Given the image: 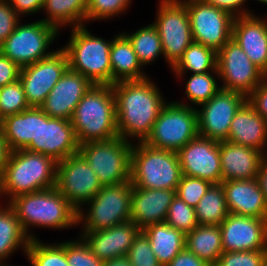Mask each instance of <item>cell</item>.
Segmentation results:
<instances>
[{
    "label": "cell",
    "instance_id": "cell-1",
    "mask_svg": "<svg viewBox=\"0 0 267 266\" xmlns=\"http://www.w3.org/2000/svg\"><path fill=\"white\" fill-rule=\"evenodd\" d=\"M157 87L149 77L112 84L119 137L130 142L134 138L144 142L151 134L154 122L166 103Z\"/></svg>",
    "mask_w": 267,
    "mask_h": 266
},
{
    "label": "cell",
    "instance_id": "cell-2",
    "mask_svg": "<svg viewBox=\"0 0 267 266\" xmlns=\"http://www.w3.org/2000/svg\"><path fill=\"white\" fill-rule=\"evenodd\" d=\"M8 204L14 209L22 230L30 240L39 238L29 231L30 226L70 229L78 225V211L55 187L19 195Z\"/></svg>",
    "mask_w": 267,
    "mask_h": 266
},
{
    "label": "cell",
    "instance_id": "cell-3",
    "mask_svg": "<svg viewBox=\"0 0 267 266\" xmlns=\"http://www.w3.org/2000/svg\"><path fill=\"white\" fill-rule=\"evenodd\" d=\"M57 161L41 153L25 149L11 151L2 178L0 196L13 198L51 189L56 184Z\"/></svg>",
    "mask_w": 267,
    "mask_h": 266
},
{
    "label": "cell",
    "instance_id": "cell-4",
    "mask_svg": "<svg viewBox=\"0 0 267 266\" xmlns=\"http://www.w3.org/2000/svg\"><path fill=\"white\" fill-rule=\"evenodd\" d=\"M71 123L79 145L118 137L112 85H92L77 104Z\"/></svg>",
    "mask_w": 267,
    "mask_h": 266
},
{
    "label": "cell",
    "instance_id": "cell-5",
    "mask_svg": "<svg viewBox=\"0 0 267 266\" xmlns=\"http://www.w3.org/2000/svg\"><path fill=\"white\" fill-rule=\"evenodd\" d=\"M71 29L69 42L61 47L66 52L69 69L82 74L93 85H112V40L92 35L86 25Z\"/></svg>",
    "mask_w": 267,
    "mask_h": 266
},
{
    "label": "cell",
    "instance_id": "cell-6",
    "mask_svg": "<svg viewBox=\"0 0 267 266\" xmlns=\"http://www.w3.org/2000/svg\"><path fill=\"white\" fill-rule=\"evenodd\" d=\"M182 177L178 154L155 149L144 142L133 144L131 185L145 189L176 190Z\"/></svg>",
    "mask_w": 267,
    "mask_h": 266
},
{
    "label": "cell",
    "instance_id": "cell-7",
    "mask_svg": "<svg viewBox=\"0 0 267 266\" xmlns=\"http://www.w3.org/2000/svg\"><path fill=\"white\" fill-rule=\"evenodd\" d=\"M182 101L166 102L144 141L155 149L178 152L198 134L197 110Z\"/></svg>",
    "mask_w": 267,
    "mask_h": 266
},
{
    "label": "cell",
    "instance_id": "cell-8",
    "mask_svg": "<svg viewBox=\"0 0 267 266\" xmlns=\"http://www.w3.org/2000/svg\"><path fill=\"white\" fill-rule=\"evenodd\" d=\"M132 185L126 181L105 185L77 214V223H83V232L107 229L130 220ZM84 210V211H83Z\"/></svg>",
    "mask_w": 267,
    "mask_h": 266
},
{
    "label": "cell",
    "instance_id": "cell-9",
    "mask_svg": "<svg viewBox=\"0 0 267 266\" xmlns=\"http://www.w3.org/2000/svg\"><path fill=\"white\" fill-rule=\"evenodd\" d=\"M133 143L122 137L105 141L86 142L79 153L97 175L102 186L130 181Z\"/></svg>",
    "mask_w": 267,
    "mask_h": 266
},
{
    "label": "cell",
    "instance_id": "cell-10",
    "mask_svg": "<svg viewBox=\"0 0 267 266\" xmlns=\"http://www.w3.org/2000/svg\"><path fill=\"white\" fill-rule=\"evenodd\" d=\"M58 34L55 27L41 19L27 24L20 20L12 34L0 45V52L22 68L51 55L54 51L49 52L48 48Z\"/></svg>",
    "mask_w": 267,
    "mask_h": 266
},
{
    "label": "cell",
    "instance_id": "cell-11",
    "mask_svg": "<svg viewBox=\"0 0 267 266\" xmlns=\"http://www.w3.org/2000/svg\"><path fill=\"white\" fill-rule=\"evenodd\" d=\"M156 26L165 61L172 68L194 41L185 4L181 0H161L157 8Z\"/></svg>",
    "mask_w": 267,
    "mask_h": 266
},
{
    "label": "cell",
    "instance_id": "cell-12",
    "mask_svg": "<svg viewBox=\"0 0 267 266\" xmlns=\"http://www.w3.org/2000/svg\"><path fill=\"white\" fill-rule=\"evenodd\" d=\"M187 9L193 40L218 52L231 38L235 17L203 0H181Z\"/></svg>",
    "mask_w": 267,
    "mask_h": 266
},
{
    "label": "cell",
    "instance_id": "cell-13",
    "mask_svg": "<svg viewBox=\"0 0 267 266\" xmlns=\"http://www.w3.org/2000/svg\"><path fill=\"white\" fill-rule=\"evenodd\" d=\"M217 71L223 90L238 91L247 97L266 77L232 39L217 52Z\"/></svg>",
    "mask_w": 267,
    "mask_h": 266
},
{
    "label": "cell",
    "instance_id": "cell-14",
    "mask_svg": "<svg viewBox=\"0 0 267 266\" xmlns=\"http://www.w3.org/2000/svg\"><path fill=\"white\" fill-rule=\"evenodd\" d=\"M102 187L97 175L79 152L58 161L55 188L77 211Z\"/></svg>",
    "mask_w": 267,
    "mask_h": 266
},
{
    "label": "cell",
    "instance_id": "cell-15",
    "mask_svg": "<svg viewBox=\"0 0 267 266\" xmlns=\"http://www.w3.org/2000/svg\"><path fill=\"white\" fill-rule=\"evenodd\" d=\"M247 96L238 91L221 89L207 102L197 108L198 134L216 141H227L229 129L239 108Z\"/></svg>",
    "mask_w": 267,
    "mask_h": 266
},
{
    "label": "cell",
    "instance_id": "cell-16",
    "mask_svg": "<svg viewBox=\"0 0 267 266\" xmlns=\"http://www.w3.org/2000/svg\"><path fill=\"white\" fill-rule=\"evenodd\" d=\"M68 68V58L62 48L36 63L22 67L19 80L29 106L40 107Z\"/></svg>",
    "mask_w": 267,
    "mask_h": 266
},
{
    "label": "cell",
    "instance_id": "cell-17",
    "mask_svg": "<svg viewBox=\"0 0 267 266\" xmlns=\"http://www.w3.org/2000/svg\"><path fill=\"white\" fill-rule=\"evenodd\" d=\"M79 147L71 120L49 117L39 107L38 144H29L25 150L47 155L58 162L78 153Z\"/></svg>",
    "mask_w": 267,
    "mask_h": 266
},
{
    "label": "cell",
    "instance_id": "cell-18",
    "mask_svg": "<svg viewBox=\"0 0 267 266\" xmlns=\"http://www.w3.org/2000/svg\"><path fill=\"white\" fill-rule=\"evenodd\" d=\"M177 154L182 175L198 177L211 184L222 182L219 141L198 135Z\"/></svg>",
    "mask_w": 267,
    "mask_h": 266
},
{
    "label": "cell",
    "instance_id": "cell-19",
    "mask_svg": "<svg viewBox=\"0 0 267 266\" xmlns=\"http://www.w3.org/2000/svg\"><path fill=\"white\" fill-rule=\"evenodd\" d=\"M219 227L224 251L267 249V219L229 214Z\"/></svg>",
    "mask_w": 267,
    "mask_h": 266
},
{
    "label": "cell",
    "instance_id": "cell-20",
    "mask_svg": "<svg viewBox=\"0 0 267 266\" xmlns=\"http://www.w3.org/2000/svg\"><path fill=\"white\" fill-rule=\"evenodd\" d=\"M92 85L85 76L68 68L40 108L49 117L71 120L77 104Z\"/></svg>",
    "mask_w": 267,
    "mask_h": 266
},
{
    "label": "cell",
    "instance_id": "cell-21",
    "mask_svg": "<svg viewBox=\"0 0 267 266\" xmlns=\"http://www.w3.org/2000/svg\"><path fill=\"white\" fill-rule=\"evenodd\" d=\"M140 231L129 220L107 229L81 232L79 236L89 245L98 259L105 261L127 256L134 238Z\"/></svg>",
    "mask_w": 267,
    "mask_h": 266
},
{
    "label": "cell",
    "instance_id": "cell-22",
    "mask_svg": "<svg viewBox=\"0 0 267 266\" xmlns=\"http://www.w3.org/2000/svg\"><path fill=\"white\" fill-rule=\"evenodd\" d=\"M175 196L176 190L132 186L130 220L140 230L151 224L164 223Z\"/></svg>",
    "mask_w": 267,
    "mask_h": 266
},
{
    "label": "cell",
    "instance_id": "cell-23",
    "mask_svg": "<svg viewBox=\"0 0 267 266\" xmlns=\"http://www.w3.org/2000/svg\"><path fill=\"white\" fill-rule=\"evenodd\" d=\"M267 20L255 14L235 17L234 40L249 59L267 76Z\"/></svg>",
    "mask_w": 267,
    "mask_h": 266
},
{
    "label": "cell",
    "instance_id": "cell-24",
    "mask_svg": "<svg viewBox=\"0 0 267 266\" xmlns=\"http://www.w3.org/2000/svg\"><path fill=\"white\" fill-rule=\"evenodd\" d=\"M221 183L230 214L267 219V202L257 178Z\"/></svg>",
    "mask_w": 267,
    "mask_h": 266
},
{
    "label": "cell",
    "instance_id": "cell-25",
    "mask_svg": "<svg viewBox=\"0 0 267 266\" xmlns=\"http://www.w3.org/2000/svg\"><path fill=\"white\" fill-rule=\"evenodd\" d=\"M265 155L254 148L229 141L220 142V164L222 181L250 180L257 178Z\"/></svg>",
    "mask_w": 267,
    "mask_h": 266
},
{
    "label": "cell",
    "instance_id": "cell-26",
    "mask_svg": "<svg viewBox=\"0 0 267 266\" xmlns=\"http://www.w3.org/2000/svg\"><path fill=\"white\" fill-rule=\"evenodd\" d=\"M227 141L257 149L267 156V120L246 101L232 119Z\"/></svg>",
    "mask_w": 267,
    "mask_h": 266
},
{
    "label": "cell",
    "instance_id": "cell-27",
    "mask_svg": "<svg viewBox=\"0 0 267 266\" xmlns=\"http://www.w3.org/2000/svg\"><path fill=\"white\" fill-rule=\"evenodd\" d=\"M0 126L10 151L38 144L39 107H30L21 113L6 116L0 121Z\"/></svg>",
    "mask_w": 267,
    "mask_h": 266
},
{
    "label": "cell",
    "instance_id": "cell-28",
    "mask_svg": "<svg viewBox=\"0 0 267 266\" xmlns=\"http://www.w3.org/2000/svg\"><path fill=\"white\" fill-rule=\"evenodd\" d=\"M112 84L119 81L142 80L148 78L142 70L137 55L129 39L119 33L112 39L110 47Z\"/></svg>",
    "mask_w": 267,
    "mask_h": 266
},
{
    "label": "cell",
    "instance_id": "cell-29",
    "mask_svg": "<svg viewBox=\"0 0 267 266\" xmlns=\"http://www.w3.org/2000/svg\"><path fill=\"white\" fill-rule=\"evenodd\" d=\"M141 231L149 239L150 247L161 266H167L185 249L186 235L166 222L148 225Z\"/></svg>",
    "mask_w": 267,
    "mask_h": 266
},
{
    "label": "cell",
    "instance_id": "cell-30",
    "mask_svg": "<svg viewBox=\"0 0 267 266\" xmlns=\"http://www.w3.org/2000/svg\"><path fill=\"white\" fill-rule=\"evenodd\" d=\"M88 0H43L46 17L45 23L52 25L58 31L63 27H78L86 25V9Z\"/></svg>",
    "mask_w": 267,
    "mask_h": 266
},
{
    "label": "cell",
    "instance_id": "cell-31",
    "mask_svg": "<svg viewBox=\"0 0 267 266\" xmlns=\"http://www.w3.org/2000/svg\"><path fill=\"white\" fill-rule=\"evenodd\" d=\"M185 248L214 266L219 256L224 252L220 227L217 225H198L186 234Z\"/></svg>",
    "mask_w": 267,
    "mask_h": 266
},
{
    "label": "cell",
    "instance_id": "cell-32",
    "mask_svg": "<svg viewBox=\"0 0 267 266\" xmlns=\"http://www.w3.org/2000/svg\"><path fill=\"white\" fill-rule=\"evenodd\" d=\"M3 206H0V263L19 248L26 254L30 241L22 230L14 209L8 203Z\"/></svg>",
    "mask_w": 267,
    "mask_h": 266
},
{
    "label": "cell",
    "instance_id": "cell-33",
    "mask_svg": "<svg viewBox=\"0 0 267 266\" xmlns=\"http://www.w3.org/2000/svg\"><path fill=\"white\" fill-rule=\"evenodd\" d=\"M171 69L178 78H182L186 72L190 71L193 74L205 72L213 74L214 71H217V52L193 41Z\"/></svg>",
    "mask_w": 267,
    "mask_h": 266
},
{
    "label": "cell",
    "instance_id": "cell-34",
    "mask_svg": "<svg viewBox=\"0 0 267 266\" xmlns=\"http://www.w3.org/2000/svg\"><path fill=\"white\" fill-rule=\"evenodd\" d=\"M199 225L219 226L230 214L222 183L211 184L195 207Z\"/></svg>",
    "mask_w": 267,
    "mask_h": 266
},
{
    "label": "cell",
    "instance_id": "cell-35",
    "mask_svg": "<svg viewBox=\"0 0 267 266\" xmlns=\"http://www.w3.org/2000/svg\"><path fill=\"white\" fill-rule=\"evenodd\" d=\"M123 34L131 42L142 67L155 62V59L158 60L157 57L164 56L161 39L153 23L139 28L131 34H127V32H123Z\"/></svg>",
    "mask_w": 267,
    "mask_h": 266
},
{
    "label": "cell",
    "instance_id": "cell-36",
    "mask_svg": "<svg viewBox=\"0 0 267 266\" xmlns=\"http://www.w3.org/2000/svg\"><path fill=\"white\" fill-rule=\"evenodd\" d=\"M32 266H69L66 253L65 242L47 244L40 239L29 241L26 254Z\"/></svg>",
    "mask_w": 267,
    "mask_h": 266
},
{
    "label": "cell",
    "instance_id": "cell-37",
    "mask_svg": "<svg viewBox=\"0 0 267 266\" xmlns=\"http://www.w3.org/2000/svg\"><path fill=\"white\" fill-rule=\"evenodd\" d=\"M215 75L218 76V71H214L213 75L210 72L192 74L187 79L185 94L189 102L198 107L222 89Z\"/></svg>",
    "mask_w": 267,
    "mask_h": 266
},
{
    "label": "cell",
    "instance_id": "cell-38",
    "mask_svg": "<svg viewBox=\"0 0 267 266\" xmlns=\"http://www.w3.org/2000/svg\"><path fill=\"white\" fill-rule=\"evenodd\" d=\"M30 108L20 80L0 88V121Z\"/></svg>",
    "mask_w": 267,
    "mask_h": 266
},
{
    "label": "cell",
    "instance_id": "cell-39",
    "mask_svg": "<svg viewBox=\"0 0 267 266\" xmlns=\"http://www.w3.org/2000/svg\"><path fill=\"white\" fill-rule=\"evenodd\" d=\"M165 222L185 235L199 225L196 219L195 208L188 206L178 196H175L169 206Z\"/></svg>",
    "mask_w": 267,
    "mask_h": 266
},
{
    "label": "cell",
    "instance_id": "cell-40",
    "mask_svg": "<svg viewBox=\"0 0 267 266\" xmlns=\"http://www.w3.org/2000/svg\"><path fill=\"white\" fill-rule=\"evenodd\" d=\"M132 0H88L86 22L105 20L127 11Z\"/></svg>",
    "mask_w": 267,
    "mask_h": 266
},
{
    "label": "cell",
    "instance_id": "cell-41",
    "mask_svg": "<svg viewBox=\"0 0 267 266\" xmlns=\"http://www.w3.org/2000/svg\"><path fill=\"white\" fill-rule=\"evenodd\" d=\"M66 259L69 266H103V260L98 259L82 237L65 242Z\"/></svg>",
    "mask_w": 267,
    "mask_h": 266
},
{
    "label": "cell",
    "instance_id": "cell-42",
    "mask_svg": "<svg viewBox=\"0 0 267 266\" xmlns=\"http://www.w3.org/2000/svg\"><path fill=\"white\" fill-rule=\"evenodd\" d=\"M210 185L209 181L198 177L182 175L176 189V196L182 199L188 206L195 208Z\"/></svg>",
    "mask_w": 267,
    "mask_h": 266
},
{
    "label": "cell",
    "instance_id": "cell-43",
    "mask_svg": "<svg viewBox=\"0 0 267 266\" xmlns=\"http://www.w3.org/2000/svg\"><path fill=\"white\" fill-rule=\"evenodd\" d=\"M214 266H266V250L224 251Z\"/></svg>",
    "mask_w": 267,
    "mask_h": 266
},
{
    "label": "cell",
    "instance_id": "cell-44",
    "mask_svg": "<svg viewBox=\"0 0 267 266\" xmlns=\"http://www.w3.org/2000/svg\"><path fill=\"white\" fill-rule=\"evenodd\" d=\"M126 257L132 266H161L150 247L149 239L142 231L134 238Z\"/></svg>",
    "mask_w": 267,
    "mask_h": 266
},
{
    "label": "cell",
    "instance_id": "cell-45",
    "mask_svg": "<svg viewBox=\"0 0 267 266\" xmlns=\"http://www.w3.org/2000/svg\"><path fill=\"white\" fill-rule=\"evenodd\" d=\"M21 20L8 0H0V45L12 34Z\"/></svg>",
    "mask_w": 267,
    "mask_h": 266
},
{
    "label": "cell",
    "instance_id": "cell-46",
    "mask_svg": "<svg viewBox=\"0 0 267 266\" xmlns=\"http://www.w3.org/2000/svg\"><path fill=\"white\" fill-rule=\"evenodd\" d=\"M247 101L253 106L258 114L267 120V76L247 97Z\"/></svg>",
    "mask_w": 267,
    "mask_h": 266
},
{
    "label": "cell",
    "instance_id": "cell-47",
    "mask_svg": "<svg viewBox=\"0 0 267 266\" xmlns=\"http://www.w3.org/2000/svg\"><path fill=\"white\" fill-rule=\"evenodd\" d=\"M21 68L0 52V88L19 80Z\"/></svg>",
    "mask_w": 267,
    "mask_h": 266
},
{
    "label": "cell",
    "instance_id": "cell-48",
    "mask_svg": "<svg viewBox=\"0 0 267 266\" xmlns=\"http://www.w3.org/2000/svg\"><path fill=\"white\" fill-rule=\"evenodd\" d=\"M203 1L216 8L223 9L229 12L234 17L248 16L253 14L251 10L244 9L243 5L247 0H203Z\"/></svg>",
    "mask_w": 267,
    "mask_h": 266
},
{
    "label": "cell",
    "instance_id": "cell-49",
    "mask_svg": "<svg viewBox=\"0 0 267 266\" xmlns=\"http://www.w3.org/2000/svg\"><path fill=\"white\" fill-rule=\"evenodd\" d=\"M18 16L31 15L42 11L43 0H8ZM35 12V13H34Z\"/></svg>",
    "mask_w": 267,
    "mask_h": 266
},
{
    "label": "cell",
    "instance_id": "cell-50",
    "mask_svg": "<svg viewBox=\"0 0 267 266\" xmlns=\"http://www.w3.org/2000/svg\"><path fill=\"white\" fill-rule=\"evenodd\" d=\"M167 266H212L186 248L179 252Z\"/></svg>",
    "mask_w": 267,
    "mask_h": 266
},
{
    "label": "cell",
    "instance_id": "cell-51",
    "mask_svg": "<svg viewBox=\"0 0 267 266\" xmlns=\"http://www.w3.org/2000/svg\"><path fill=\"white\" fill-rule=\"evenodd\" d=\"M10 149L6 144V141L3 137V132L0 126V179L3 176L5 166L7 164L9 155H10Z\"/></svg>",
    "mask_w": 267,
    "mask_h": 266
},
{
    "label": "cell",
    "instance_id": "cell-52",
    "mask_svg": "<svg viewBox=\"0 0 267 266\" xmlns=\"http://www.w3.org/2000/svg\"><path fill=\"white\" fill-rule=\"evenodd\" d=\"M257 179L267 202V156H265L261 161Z\"/></svg>",
    "mask_w": 267,
    "mask_h": 266
},
{
    "label": "cell",
    "instance_id": "cell-53",
    "mask_svg": "<svg viewBox=\"0 0 267 266\" xmlns=\"http://www.w3.org/2000/svg\"><path fill=\"white\" fill-rule=\"evenodd\" d=\"M103 266H132V265L129 259L125 256V257L105 260L103 262Z\"/></svg>",
    "mask_w": 267,
    "mask_h": 266
},
{
    "label": "cell",
    "instance_id": "cell-54",
    "mask_svg": "<svg viewBox=\"0 0 267 266\" xmlns=\"http://www.w3.org/2000/svg\"><path fill=\"white\" fill-rule=\"evenodd\" d=\"M258 2H261L263 4H267V0H257Z\"/></svg>",
    "mask_w": 267,
    "mask_h": 266
},
{
    "label": "cell",
    "instance_id": "cell-55",
    "mask_svg": "<svg viewBox=\"0 0 267 266\" xmlns=\"http://www.w3.org/2000/svg\"><path fill=\"white\" fill-rule=\"evenodd\" d=\"M6 262L0 263V266H8L7 264H5ZM10 266V265H9Z\"/></svg>",
    "mask_w": 267,
    "mask_h": 266
},
{
    "label": "cell",
    "instance_id": "cell-56",
    "mask_svg": "<svg viewBox=\"0 0 267 266\" xmlns=\"http://www.w3.org/2000/svg\"><path fill=\"white\" fill-rule=\"evenodd\" d=\"M266 266H267V249H266Z\"/></svg>",
    "mask_w": 267,
    "mask_h": 266
}]
</instances>
